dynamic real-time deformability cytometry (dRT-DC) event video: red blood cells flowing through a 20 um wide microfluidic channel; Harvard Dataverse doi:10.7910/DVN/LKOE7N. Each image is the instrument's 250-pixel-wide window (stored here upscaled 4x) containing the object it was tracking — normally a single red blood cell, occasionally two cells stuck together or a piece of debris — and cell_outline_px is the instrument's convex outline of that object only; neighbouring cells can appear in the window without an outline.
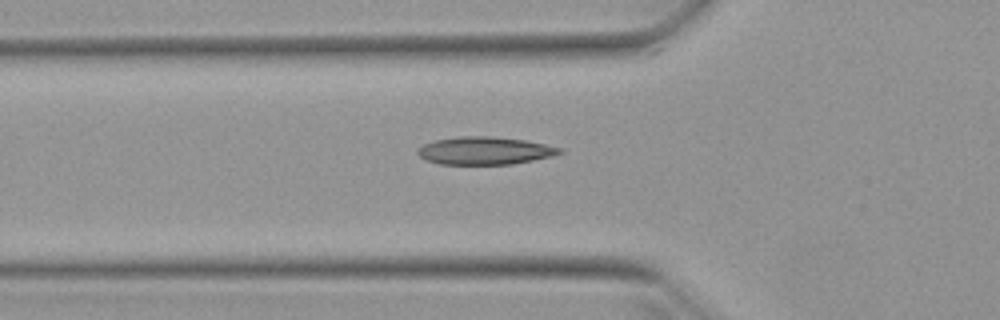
{"species": "Egyptian fruit bat (a non-hibernating species)", "species_latin": "Rousettus aegyptiacus", "temperature_condition": "warm", "stored_images_in_passage": 30, "camera_frame_rate_fps": 3000, "um_per_image_px": 0.085, "animal": {"sex": "female"}, "frame": {"image": 1, "passage_image": 2, "time_ms": 0.333, "image_size_px": [1000, 320], "cell_outline_px": [[564, 152], [552, 156], [512, 164], [440, 164], [428, 160], [420, 156], [416, 152], [416, 148], [424, 144], [436, 140], [460, 136], [488, 136], [524, 140], [564, 148]], "centroid_in_image_um": [41.21, 12.8], "position_along_channel_um": 84.6, "area_um2": 22.83}}
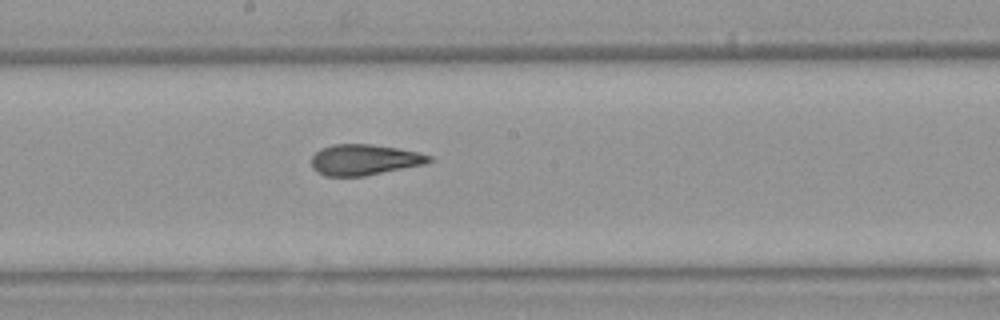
{"frame": {"image": 2, "passage_image": 12, "time_ms": 3.667, "image_size_px": [1000, 320], "cell_outline_px": [[436, 160], [424, 164], [364, 176], [324, 176], [316, 172], [312, 168], [312, 156], [320, 148], [332, 144], [372, 144], [396, 148], [416, 152], [432, 156]], "centroid_in_image_um": [30.95, 13.58], "position_along_channel_um": 217.3, "area_um2": 21.15}}
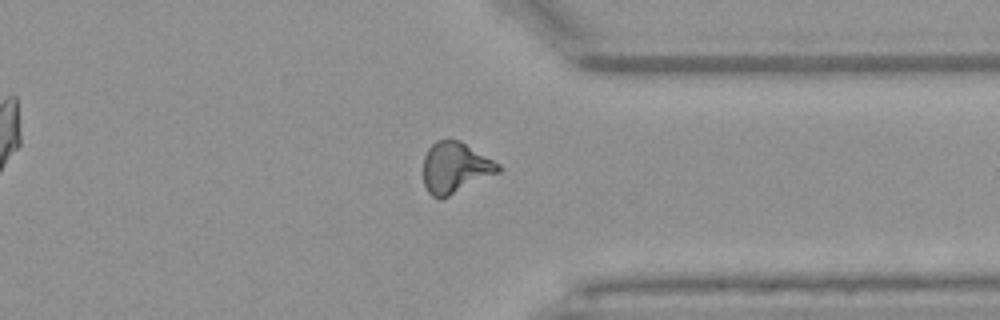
{"frame": {"image": 3, "passage_image": 24, "time_ms": 7.667, "image_size_px": [1000, 320], "cell_outline_px": [[500, 172], [440, 200], [432, 196], [428, 192], [424, 184], [424, 156], [428, 148], [436, 140], [460, 140], [500, 164]], "centroid_in_image_um": [38.68, 14.26], "position_along_channel_um": 372.7, "area_um2": 22.2}, "authors_computed_cell_mechanics": {"area_um2": 21.4438, "velocity_mm_per_s": 3.9709, "shape_relaxation_time_tau1_ms": 5.4811, "shape_relaxation_time_tau2_ms": 1.4527, "deformation_change_tau1": 0.2013, "deformation_change_tau2": 0.0859}}